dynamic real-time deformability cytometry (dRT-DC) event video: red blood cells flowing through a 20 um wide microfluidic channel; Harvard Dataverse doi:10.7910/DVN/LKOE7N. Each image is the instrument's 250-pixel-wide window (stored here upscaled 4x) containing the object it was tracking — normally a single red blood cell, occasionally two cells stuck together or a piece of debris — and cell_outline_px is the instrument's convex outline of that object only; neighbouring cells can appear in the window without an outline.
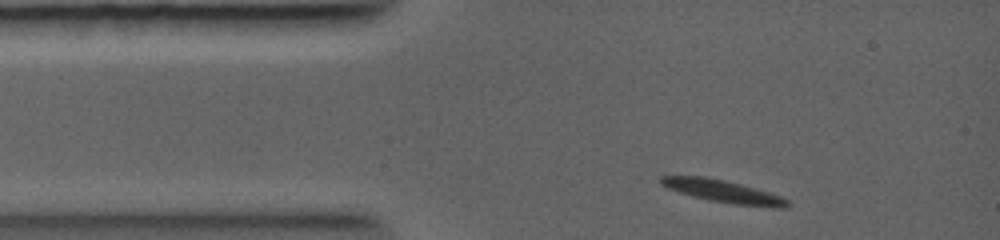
{"species": "common noctule bat (a hibernating species)", "species_latin": "Nyctalus noctula", "temperature_condition": "warm", "stored_images_in_passage": 23, "camera_frame_rate_fps": 5000, "um_per_image_px": 0.085, "animal": {"sex": "female", "body_mass_g": 19.0, "forearm_length_mm": 56.7}, "frame": {"image": 1, "passage_image": 1, "time_ms": 0.0, "image_size_px": [1000, 240], "cell_outline_px": [[792, 204], [788, 208], [772, 208], [732, 204], [708, 200], [692, 196], [668, 188], [660, 184], [660, 176], [704, 176], [724, 180], [756, 188], [780, 196], [788, 200]], "centroid_in_image_um": [61.52, 16.28], "position_along_channel_um": 23.5, "area_um2": 16.7}}
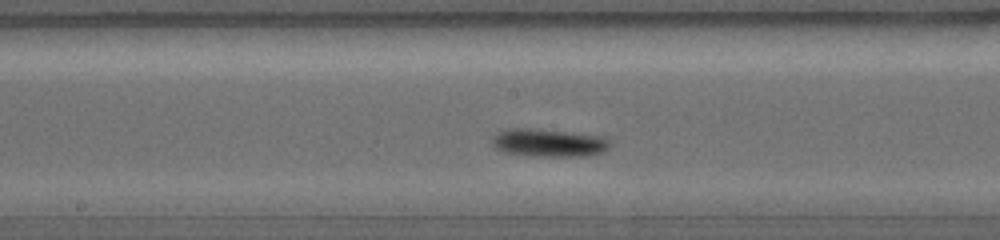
{"frame": {"image": 2, "passage_image": 9, "time_ms": 3.4, "image_size_px": [1000, 240], "cell_outline_px": [[612, 144], [608, 148], [600, 152], [588, 156], [536, 156], [504, 152], [496, 148], [492, 144], [492, 136], [496, 132], [508, 128], [532, 128], [604, 136]], "centroid_in_image_um": [46.62, 12.12], "position_along_channel_um": 201.6, "area_um2": 19.25}}
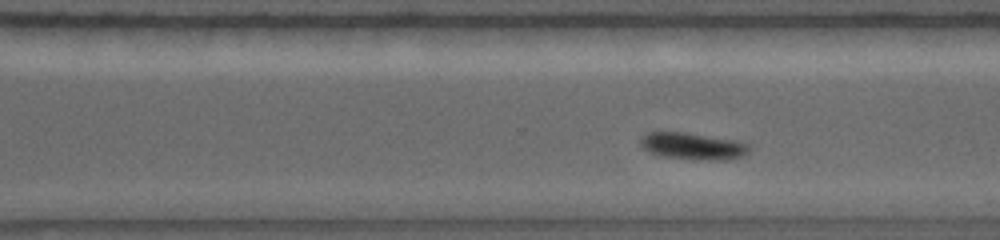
{"frame": {"image": 3, "passage_image": 16, "time_ms": 5.2, "image_size_px": [1000, 240], "cell_outline_px": [[752, 148], [748, 152], [732, 160], [708, 160], [664, 156], [648, 152], [640, 144], [640, 140], [648, 132], [684, 132], [736, 140], [752, 144]], "centroid_in_image_um": [58.96, 12.42], "position_along_channel_um": 311.6, "area_um2": 16.99}}